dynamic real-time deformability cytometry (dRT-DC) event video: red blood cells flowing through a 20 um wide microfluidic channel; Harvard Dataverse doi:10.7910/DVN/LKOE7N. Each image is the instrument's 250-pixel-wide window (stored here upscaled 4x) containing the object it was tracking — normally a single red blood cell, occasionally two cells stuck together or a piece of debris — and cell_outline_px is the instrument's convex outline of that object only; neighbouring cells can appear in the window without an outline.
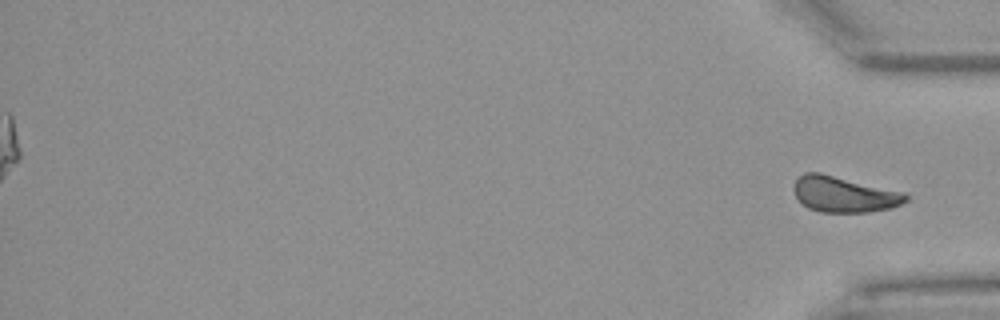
{"species": "Egyptian fruit bat (a non-hibernating species)", "species_latin": "Rousettus aegyptiacus", "temperature_condition": "warm", "stored_images_in_passage": 53, "segment_of_instrument_passage": [2, 2], "camera_frame_rate_fps": 3000, "um_per_image_px": 0.085, "animal": {"sex": "female"}, "frame": {"image": 1, "passage_image": 53, "time_ms": 17.333, "image_size_px": [1000, 320], "cell_outline_px": [[908, 200], [900, 204], [888, 208], [868, 212], [820, 212], [808, 208], [796, 196], [792, 188], [796, 180], [804, 172], [820, 172], [904, 192], [908, 196]], "centroid_in_image_um": [71.72, 16.51], "position_along_channel_um": 363.5, "area_um2": 23.24}}